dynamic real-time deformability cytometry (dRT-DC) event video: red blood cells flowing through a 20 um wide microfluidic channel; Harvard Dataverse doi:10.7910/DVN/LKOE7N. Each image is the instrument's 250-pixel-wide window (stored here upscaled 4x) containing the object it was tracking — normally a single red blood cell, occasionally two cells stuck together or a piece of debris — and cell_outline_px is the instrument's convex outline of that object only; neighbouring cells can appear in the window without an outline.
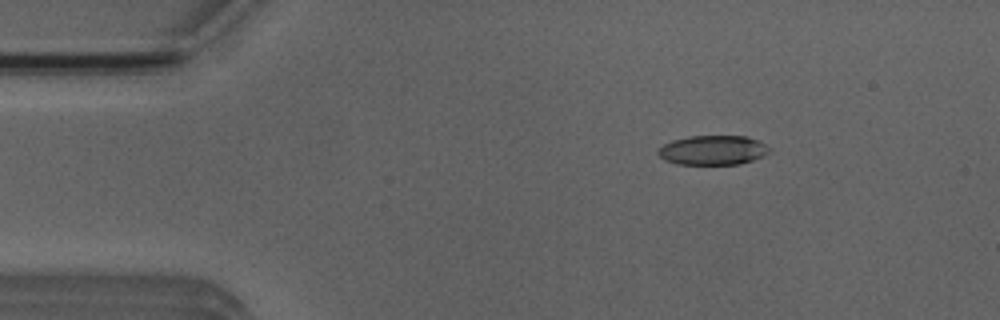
{"species": "Egyptian fruit bat (a non-hibernating species)", "species_latin": "Rousettus aegyptiacus", "temperature_condition": "room temperature", "stored_images_in_passage": 5, "camera_frame_rate_fps": 3000, "um_per_image_px": 0.085, "animal": {"sex": "male"}, "frame": {"image": 1, "passage_image": 3, "time_ms": 2.333, "image_size_px": [1000, 320], "cell_outline_px": [[772, 148], [764, 156], [740, 164], [676, 164], [664, 160], [656, 152], [664, 144], [672, 140], [688, 136], [744, 136], [756, 140]], "centroid_in_image_um": [60.58, 12.76], "position_along_channel_um": 24.4, "area_um2": 19.07}}
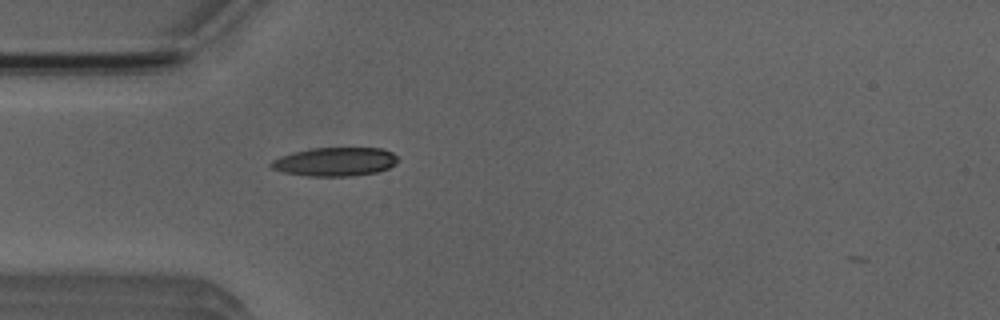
{"frame": {"image": 2, "passage_image": 5, "time_ms": 4.667, "image_size_px": [1000, 320], "cell_outline_px": [[400, 160], [396, 164], [388, 168], [376, 172], [352, 176], [308, 176], [284, 172], [272, 168], [268, 164], [272, 160], [280, 156], [312, 148], [384, 148], [392, 152]], "centroid_in_image_um": [28.51, 13.74], "position_along_channel_um": 56.5, "area_um2": 21.21}}